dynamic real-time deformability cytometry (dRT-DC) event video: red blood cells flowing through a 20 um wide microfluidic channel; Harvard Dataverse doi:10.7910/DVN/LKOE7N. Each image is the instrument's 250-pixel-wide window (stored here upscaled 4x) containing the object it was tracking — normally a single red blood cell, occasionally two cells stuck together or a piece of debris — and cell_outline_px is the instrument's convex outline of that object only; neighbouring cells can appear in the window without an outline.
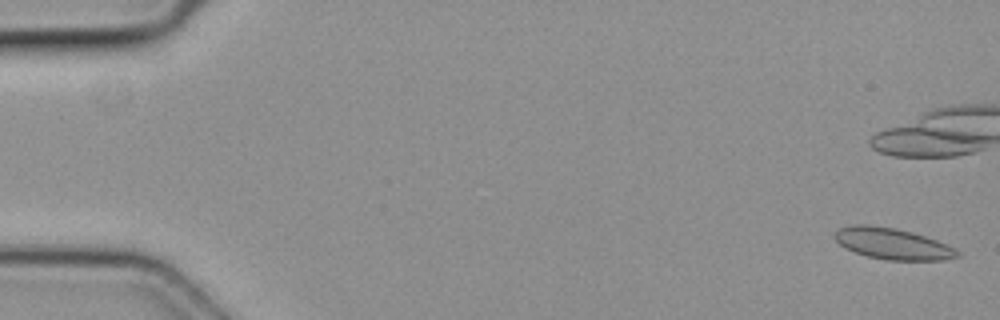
{"species": "common noctule bat (a hibernating species)", "species_latin": "Nyctalus noctula", "temperature_condition": "cold", "stored_images_in_passage": 4, "camera_frame_rate_fps": 3000, "um_per_image_px": 0.085, "animal": {"sex": "female", "body_mass_g": 19.3, "forearm_length_mm": 54.1}, "frame": {"image": 1, "passage_image": 1, "time_ms": 0.0, "image_size_px": [1000, 320], "cell_outline_px": [[960, 256], [944, 260], [888, 260], [868, 256], [844, 248], [832, 236], [840, 228], [852, 224], [868, 224], [896, 228], [912, 232], [936, 240], [956, 248], [960, 252]], "centroid_in_image_um": [75.87, 20.71], "position_along_channel_um": 9.1, "area_um2": 22.37}}